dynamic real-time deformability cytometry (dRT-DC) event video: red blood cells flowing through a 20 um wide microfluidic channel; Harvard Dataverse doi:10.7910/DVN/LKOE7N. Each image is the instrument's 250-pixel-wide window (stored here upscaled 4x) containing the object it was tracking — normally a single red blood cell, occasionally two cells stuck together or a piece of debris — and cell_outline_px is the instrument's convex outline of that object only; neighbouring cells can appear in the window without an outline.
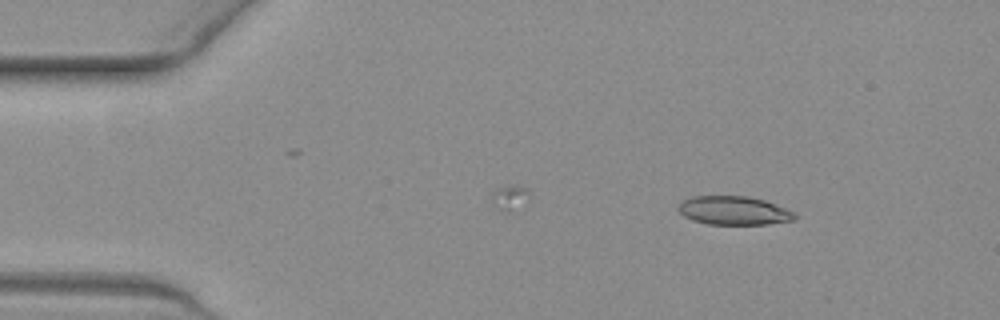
{"species": "common noctule bat (a hibernating species)", "species_latin": "Nyctalus noctula", "temperature_condition": "warm", "stored_images_in_passage": 50, "camera_frame_rate_fps": 3000, "um_per_image_px": 0.085, "animal": {"sex": "female", "body_mass_g": 19.3, "forearm_length_mm": 54.1}, "frame": {"image": 1, "passage_image": 7, "time_ms": 2.0, "image_size_px": [1000, 320], "cell_outline_px": [[796, 220], [768, 224], [708, 224], [692, 220], [684, 216], [676, 208], [684, 200], [692, 196], [748, 196], [764, 200], [784, 208], [792, 212], [796, 216]], "centroid_in_image_um": [62.35, 17.9], "position_along_channel_um": 22.6, "area_um2": 19.31}}
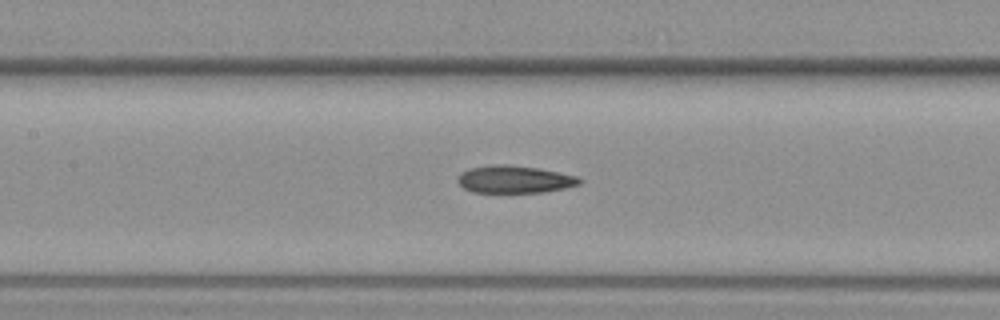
{"frame": {"image": 2, "passage_image": 24, "time_ms": 7.667, "image_size_px": [1000, 320], "cell_outline_px": [[584, 180], [580, 184], [564, 188], [544, 192], [472, 192], [464, 188], [456, 180], [460, 172], [468, 168], [488, 164], [504, 164], [536, 168], [576, 176]], "centroid_in_image_um": [43.68, 15.24], "position_along_channel_um": 163.7, "area_um2": 19.48}}
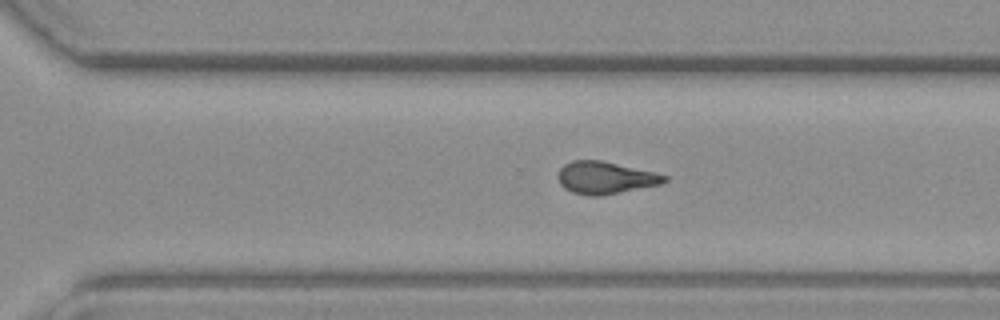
{"frame": {"image": 3, "passage_image": 36, "time_ms": 11.667, "image_size_px": [1000, 320], "cell_outline_px": [[668, 180], [660, 184], [600, 196], [588, 196], [572, 192], [564, 188], [560, 184], [560, 168], [564, 164], [572, 160], [600, 160], [652, 172], [668, 176]], "centroid_in_image_um": [51.43, 15.11], "position_along_channel_um": 319.2, "area_um2": 19.65}, "authors_computed_cell_mechanics": {"area_um2": 19.8832, "velocity_mm_per_s": 3.9007, "shape_relaxation_time_tau1_ms": null, "shape_relaxation_time_tau2_ms": 4.2326, "deformation_change_tau1": null, "deformation_change_tau2": 0.1374}}